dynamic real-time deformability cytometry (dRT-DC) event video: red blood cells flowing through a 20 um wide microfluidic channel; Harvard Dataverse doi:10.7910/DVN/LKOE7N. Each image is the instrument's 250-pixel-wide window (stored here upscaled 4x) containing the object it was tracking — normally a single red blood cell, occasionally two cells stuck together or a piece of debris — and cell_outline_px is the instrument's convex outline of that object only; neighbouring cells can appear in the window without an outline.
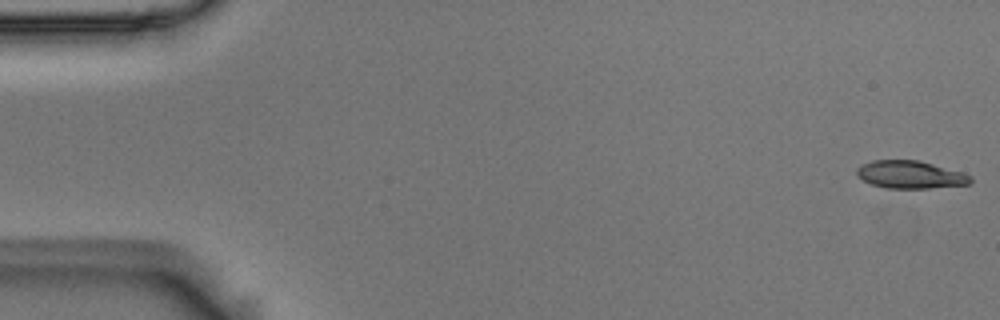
{"species": "Egyptian fruit bat (a non-hibernating species)", "species_latin": "Rousettus aegyptiacus", "temperature_condition": "room temperature", "stored_images_in_passage": 55, "camera_frame_rate_fps": 3000, "um_per_image_px": 0.085, "animal": {"sex": "male"}, "frame": {"image": 1, "passage_image": 1, "time_ms": 0.0, "image_size_px": [1000, 320], "cell_outline_px": [[972, 180], [968, 184], [928, 188], [884, 188], [872, 184], [856, 176], [856, 168], [872, 160], [920, 160], [964, 172], [972, 176]], "centroid_in_image_um": [77.39, 14.83], "position_along_channel_um": 7.6, "area_um2": 18.44}}
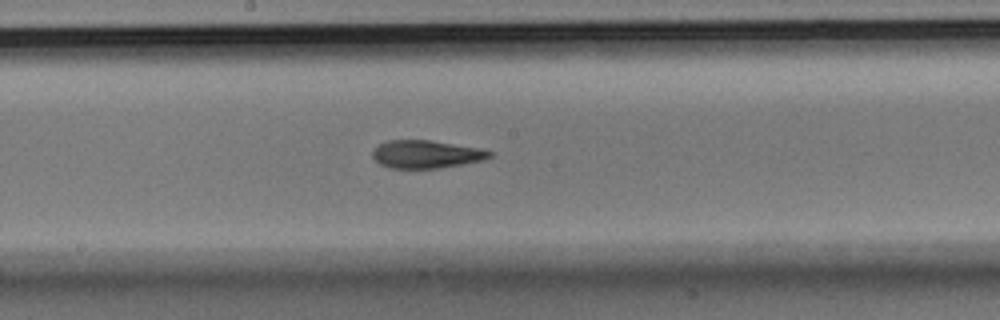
{"frame": {"image": 2, "passage_image": 29, "time_ms": 9.333, "image_size_px": [1000, 320], "cell_outline_px": [[492, 156], [480, 160], [440, 168], [388, 168], [380, 164], [372, 156], [372, 152], [380, 144], [388, 140], [428, 140], [480, 148], [492, 152]], "centroid_in_image_um": [36.19, 13.11], "position_along_channel_um": 212.0, "area_um2": 18.73}}
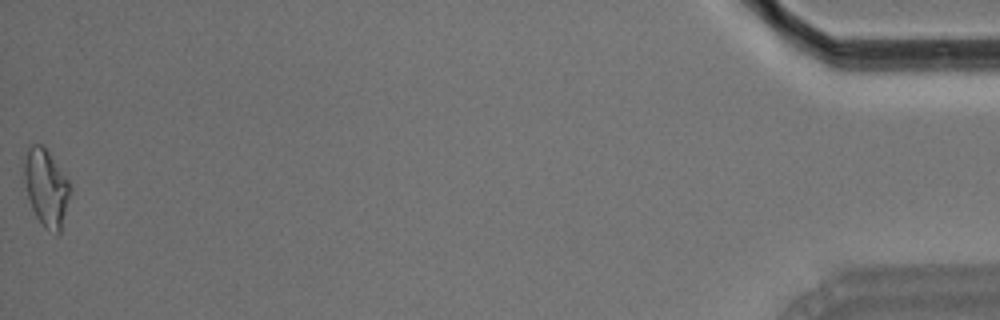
{"frame": {"image": 3, "passage_image": 55, "time_ms": 18.0, "image_size_px": [1000, 320], "cell_outline_px": [[72, 192], [60, 232], [56, 236], [44, 228], [36, 216], [32, 208], [28, 196], [24, 180], [20, 156], [28, 144], [40, 144], [48, 152], [68, 180], [72, 188]], "centroid_in_image_um": [3.89, 15.92], "position_along_channel_um": 431.3, "area_um2": 21.33}, "authors_computed_cell_mechanics": {"area_um2": 19.3052, "velocity_mm_per_s": 3.6627, "shape_relaxation_time_tau1_ms": 6.4334, "shape_relaxation_time_tau2_ms": 3.508, "deformation_change_tau1": 0.1883, "deformation_change_tau2": 0.1143}}